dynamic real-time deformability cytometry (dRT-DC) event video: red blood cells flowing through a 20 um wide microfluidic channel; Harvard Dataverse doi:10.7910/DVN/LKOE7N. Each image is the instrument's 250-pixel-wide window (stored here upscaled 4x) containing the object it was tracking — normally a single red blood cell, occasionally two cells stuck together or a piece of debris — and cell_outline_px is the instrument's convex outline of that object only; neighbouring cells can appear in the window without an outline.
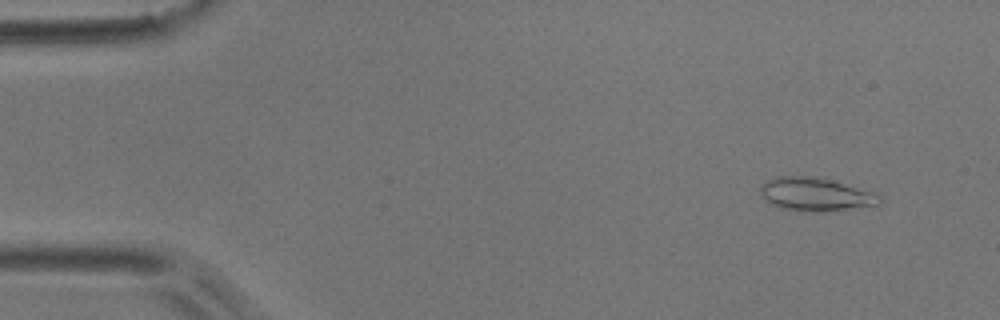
{"species": "common noctule bat (a hibernating species)", "species_latin": "Nyctalus noctula", "temperature_condition": "room temperature", "stored_images_in_passage": 5, "camera_frame_rate_fps": 3000, "um_per_image_px": 0.085, "animal": {"sex": "male", "body_mass_g": 17.9}, "frame": {"image": 1, "passage_image": 2, "time_ms": 1.0, "image_size_px": [1000, 320], "cell_outline_px": [[884, 200], [880, 204], [828, 212], [812, 212], [780, 208], [772, 204], [760, 196], [760, 188], [768, 180], [780, 176], [804, 176], [828, 180], [868, 192], [880, 196]], "centroid_in_image_um": [69.27, 16.56], "position_along_channel_um": 15.7, "area_um2": 22.54}}